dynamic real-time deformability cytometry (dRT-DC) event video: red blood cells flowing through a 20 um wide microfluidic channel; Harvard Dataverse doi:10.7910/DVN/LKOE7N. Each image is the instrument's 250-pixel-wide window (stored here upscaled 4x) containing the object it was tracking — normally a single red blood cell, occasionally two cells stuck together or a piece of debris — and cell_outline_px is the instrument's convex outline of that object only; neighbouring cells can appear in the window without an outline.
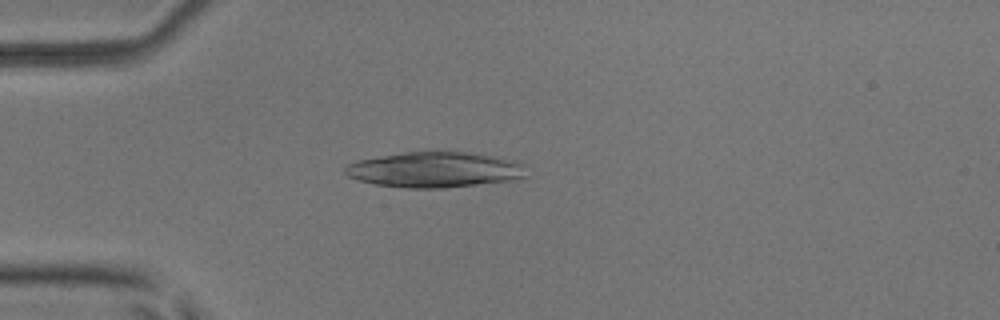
{"species": "common noctule bat (a hibernating species)", "species_latin": "Nyctalus noctula", "temperature_condition": "room temperature", "stored_images_in_passage": 4, "camera_frame_rate_fps": 3000, "um_per_image_px": 0.085, "animal": {"sex": "male", "body_mass_g": 17.9, "forearm_length_mm": 54.2}, "frame": {"image": 1, "passage_image": 2, "time_ms": 1.333, "image_size_px": [1000, 320], "cell_outline_px": [[528, 164], [524, 176], [512, 180], [444, 188], [408, 188], [376, 184], [360, 180], [348, 176], [344, 172], [344, 168], [348, 164], [356, 160], [404, 152], [468, 152], [496, 156], [520, 160]], "centroid_in_image_um": [37.02, 14.41], "position_along_channel_um": 48.0, "area_um2": 37.69}}